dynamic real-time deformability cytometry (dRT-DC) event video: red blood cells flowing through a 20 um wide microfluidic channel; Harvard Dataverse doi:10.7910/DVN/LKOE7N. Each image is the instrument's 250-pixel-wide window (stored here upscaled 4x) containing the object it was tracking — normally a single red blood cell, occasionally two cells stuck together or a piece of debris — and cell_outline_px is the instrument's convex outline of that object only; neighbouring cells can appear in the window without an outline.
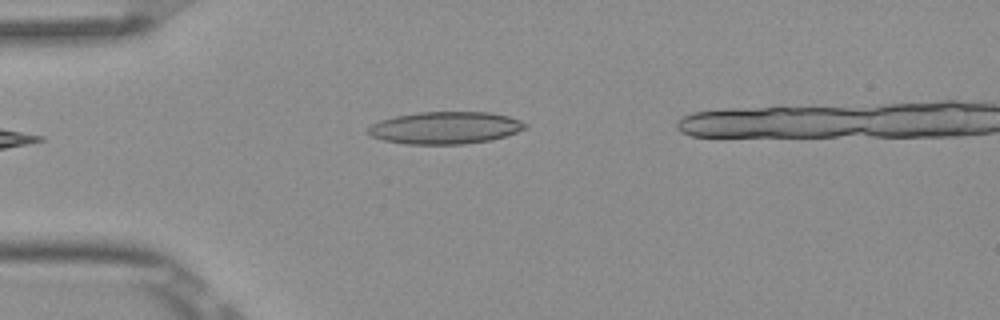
{"species": "Egyptian fruit bat (a non-hibernating species)", "species_latin": "Rousettus aegyptiacus", "temperature_condition": "room temperature", "stored_images_in_passage": 2, "camera_frame_rate_fps": 3000, "um_per_image_px": 0.085, "frame": {"image": 1, "passage_image": 1, "time_ms": 0.0, "image_size_px": [1000, 320], "cell_outline_px": [[528, 124], [524, 128], [516, 132], [492, 140], [464, 144], [408, 144], [384, 140], [372, 136], [368, 132], [368, 128], [372, 124], [380, 120], [396, 116], [416, 112], [488, 112], [508, 116], [520, 120]], "centroid_in_image_um": [37.85, 10.86], "position_along_channel_um": 47.2, "area_um2": 29.36}}